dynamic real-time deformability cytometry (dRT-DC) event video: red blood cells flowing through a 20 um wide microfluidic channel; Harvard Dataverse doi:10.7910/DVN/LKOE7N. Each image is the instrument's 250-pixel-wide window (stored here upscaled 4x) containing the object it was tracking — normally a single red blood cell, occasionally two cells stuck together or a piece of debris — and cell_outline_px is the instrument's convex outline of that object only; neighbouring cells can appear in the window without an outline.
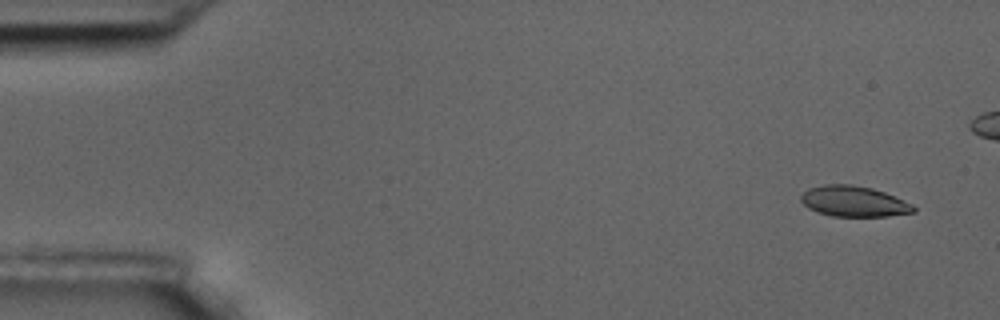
{"species": "common noctule bat (a hibernating species)", "species_latin": "Nyctalus noctula", "temperature_condition": "room temperature", "stored_images_in_passage": 7, "camera_frame_rate_fps": 3000, "um_per_image_px": 0.085, "animal": {"sex": "male", "body_mass_g": 17.5, "forearm_length_mm": 52.3}, "frame": {"image": 1, "passage_image": 1, "time_ms": 0.0, "image_size_px": [1000, 320], "cell_outline_px": [[916, 212], [888, 216], [832, 216], [808, 208], [800, 200], [800, 196], [808, 188], [824, 184], [852, 184], [872, 188], [884, 192], [912, 204], [916, 208]], "centroid_in_image_um": [72.57, 17.11], "position_along_channel_um": 12.4, "area_um2": 20.06}}